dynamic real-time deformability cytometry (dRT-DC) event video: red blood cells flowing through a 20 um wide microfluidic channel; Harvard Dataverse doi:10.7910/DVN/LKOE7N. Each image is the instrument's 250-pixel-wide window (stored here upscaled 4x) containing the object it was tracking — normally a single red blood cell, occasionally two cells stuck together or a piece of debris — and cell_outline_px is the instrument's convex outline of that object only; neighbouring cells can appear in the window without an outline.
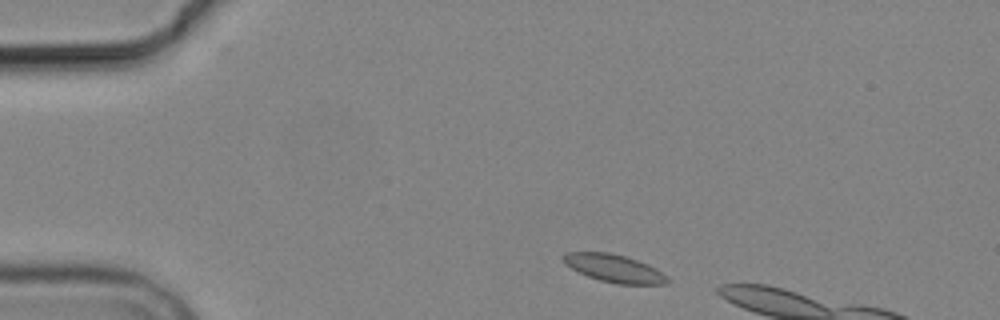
{"species": "common noctule bat (a hibernating species)", "species_latin": "Nyctalus noctula", "temperature_condition": "cold", "stored_images_in_passage": 3, "camera_frame_rate_fps": 3000, "um_per_image_px": 0.085, "animal": {"sex": "male", "body_mass_g": 19.2, "forearm_length_mm": 51.8}, "frame": {"image": 1, "passage_image": 1, "time_ms": 0.0, "image_size_px": [1000, 320], "cell_outline_px": [[672, 280], [668, 284], [616, 284], [600, 280], [588, 276], [564, 264], [564, 252], [608, 252], [624, 256], [648, 264], [656, 268], [668, 276]], "centroid_in_image_um": [52.26, 22.82], "position_along_channel_um": 32.7, "area_um2": 16.82}}